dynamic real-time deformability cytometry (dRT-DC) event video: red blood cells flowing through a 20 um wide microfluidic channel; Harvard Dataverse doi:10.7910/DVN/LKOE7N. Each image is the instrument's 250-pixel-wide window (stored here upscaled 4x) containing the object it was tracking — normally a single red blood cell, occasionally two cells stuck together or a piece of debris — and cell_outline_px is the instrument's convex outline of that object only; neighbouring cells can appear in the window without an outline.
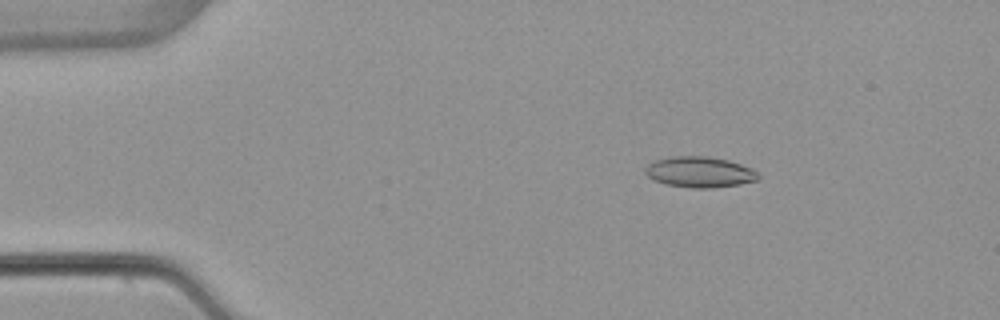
{"species": "common noctule bat (a hibernating species)", "species_latin": "Nyctalus noctula", "temperature_condition": "warm", "stored_images_in_passage": 53, "camera_frame_rate_fps": 3000, "um_per_image_px": 0.085, "animal": {"sex": "female", "body_mass_g": 22.7, "forearm_length_mm": 54.2}, "frame": {"image": 1, "passage_image": 9, "time_ms": 2.667, "image_size_px": [1000, 320], "cell_outline_px": [[760, 176], [756, 180], [740, 184], [712, 188], [692, 188], [668, 184], [656, 180], [648, 176], [644, 172], [644, 168], [648, 164], [656, 160], [668, 156], [704, 156], [728, 160], [752, 168]], "centroid_in_image_um": [59.46, 14.62], "position_along_channel_um": 25.5, "area_um2": 20.11}}
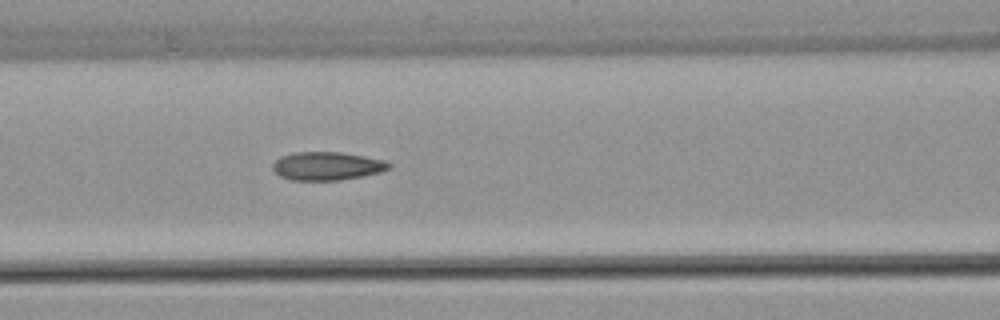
{"frame": {"image": 2, "passage_image": 23, "time_ms": 7.333, "image_size_px": [1000, 320], "cell_outline_px": [[392, 164], [388, 168], [380, 172], [364, 176], [340, 180], [292, 180], [280, 176], [272, 168], [272, 164], [280, 156], [292, 152], [340, 152], [388, 160]], "centroid_in_image_um": [27.81, 14.1], "position_along_channel_um": 138.8, "area_um2": 19.31}}
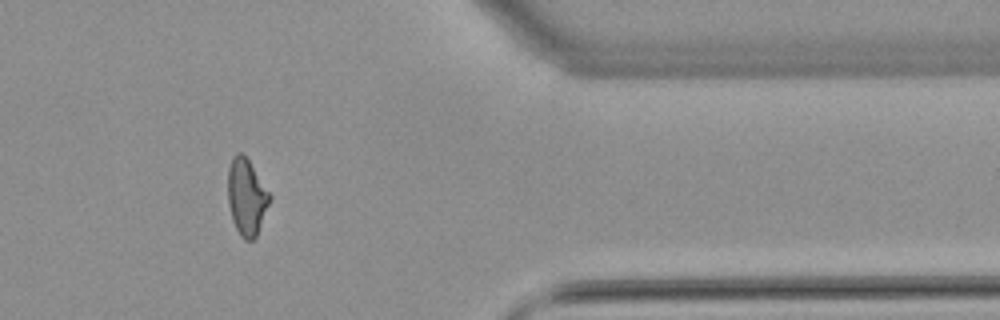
{"frame": {"image": 3, "passage_image": 44, "time_ms": 14.333, "image_size_px": [1000, 320], "cell_outline_px": [[272, 196], [256, 236], [252, 240], [244, 240], [240, 236], [232, 220], [228, 204], [228, 168], [232, 156], [236, 152], [240, 152], [248, 160]], "centroid_in_image_um": [20.94, 16.74], "position_along_channel_um": 390.5, "area_um2": 18.5}, "authors_computed_cell_mechanics": {"area_um2": 19.1896, "velocity_mm_per_s": 3.9082, "shape_relaxation_time_tau1_ms": null, "shape_relaxation_time_tau2_ms": 1.7539, "deformation_change_tau1": null, "deformation_change_tau2": 0.0926}}